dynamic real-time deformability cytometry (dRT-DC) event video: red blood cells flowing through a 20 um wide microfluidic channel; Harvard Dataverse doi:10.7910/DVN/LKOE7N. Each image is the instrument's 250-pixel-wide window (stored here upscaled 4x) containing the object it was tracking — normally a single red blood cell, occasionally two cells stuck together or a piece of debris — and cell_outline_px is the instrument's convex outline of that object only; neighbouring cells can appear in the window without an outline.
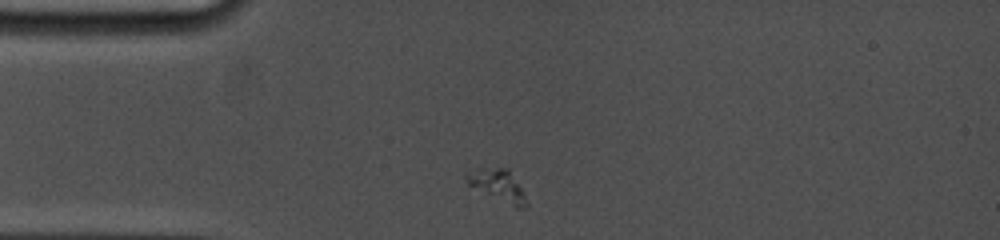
{"species": "common noctule bat (a hibernating species)", "species_latin": "Nyctalus noctula", "temperature_condition": "cold", "stored_images_in_passage": 28, "camera_frame_rate_fps": 5000, "um_per_image_px": 0.085, "animal": {"sex": "female", "body_mass_g": 19.0, "forearm_length_mm": 53.3}, "frame": {"image": 1, "passage_image": 1, "time_ms": 0.0, "image_size_px": [1000, 240], "cell_outline_px": [[528, 204], [524, 208], [516, 208], [468, 184], [464, 176], [496, 168], [508, 168], [524, 192]], "centroid_in_image_um": [42.45, 15.82], "position_along_channel_um": 42.6, "area_um2": 10.29}}
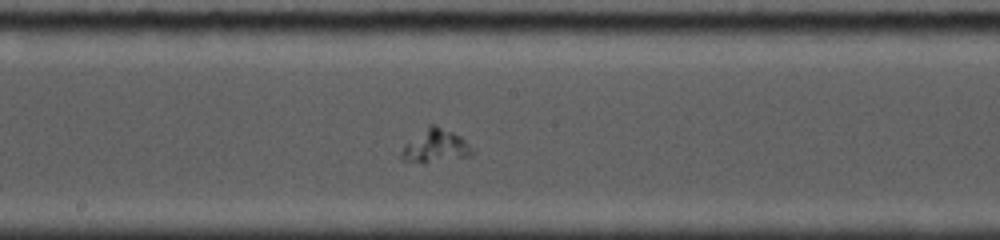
{"frame": {"image": 2, "passage_image": 13, "time_ms": 5.0, "image_size_px": [1000, 240], "cell_outline_px": [[472, 152], [468, 156], [424, 164], [404, 160], [400, 156], [400, 152], [404, 144], [428, 124], [436, 124], [460, 136], [472, 148]], "centroid_in_image_um": [36.95, 12.41], "position_along_channel_um": 211.3, "area_um2": 13.76}}
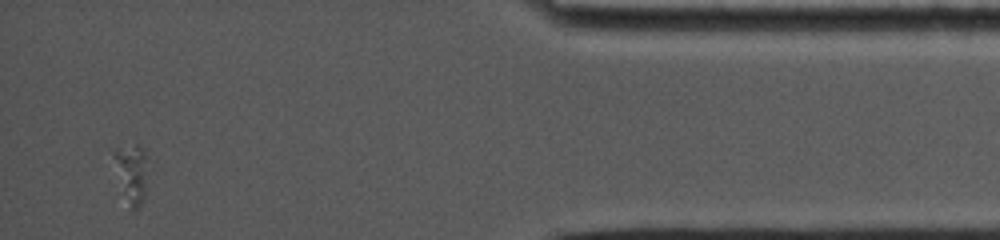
{"frame": {"image": 3, "passage_image": 28, "time_ms": 11.8, "image_size_px": [1000, 240], "cell_outline_px": [[152, 168], [144, 196], [140, 208], [132, 208], [112, 156], [112, 152], [136, 140], [144, 148]], "centroid_in_image_um": [11.33, 14.55], "position_along_channel_um": 423.9, "area_um2": 11.91}}